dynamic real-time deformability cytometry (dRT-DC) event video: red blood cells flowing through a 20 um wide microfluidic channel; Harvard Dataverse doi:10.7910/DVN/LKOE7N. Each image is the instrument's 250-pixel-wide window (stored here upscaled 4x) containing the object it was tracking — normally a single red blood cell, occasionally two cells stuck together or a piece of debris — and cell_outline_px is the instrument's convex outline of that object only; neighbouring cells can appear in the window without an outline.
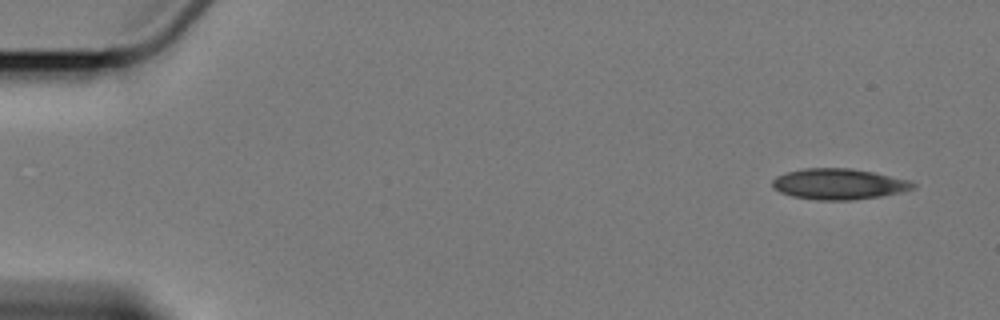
{"species": "Egyptian fruit bat (a non-hibernating species)", "species_latin": "Rousettus aegyptiacus", "temperature_condition": "cold", "stored_images_in_passage": 5, "camera_frame_rate_fps": 3000, "um_per_image_px": 0.085, "animal": {"sex": "female"}, "frame": {"image": 1, "passage_image": 1, "time_ms": 0.0, "image_size_px": [1000, 320], "cell_outline_px": [[916, 188], [900, 192], [880, 196], [852, 200], [816, 200], [792, 196], [780, 192], [772, 188], [772, 180], [776, 176], [788, 172], [804, 168], [848, 168], [872, 172], [908, 180], [916, 184]], "centroid_in_image_um": [71.27, 15.65], "position_along_channel_um": 13.7, "area_um2": 25.14}}
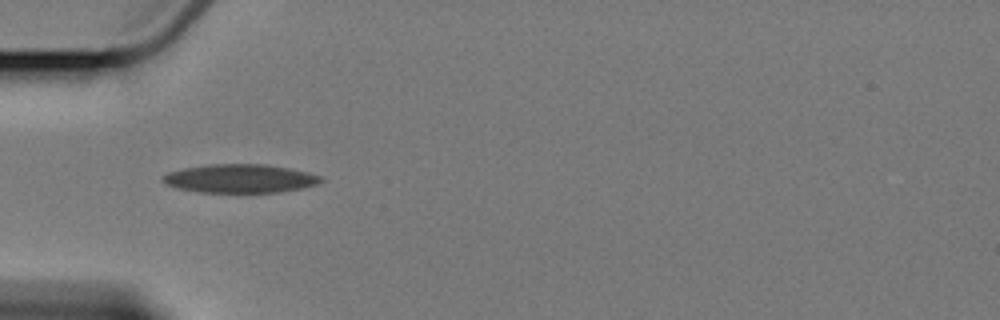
{"frame": {"image": 2, "passage_image": 4, "time_ms": 5.0, "image_size_px": [1000, 320], "cell_outline_px": [[324, 180], [316, 184], [300, 188], [280, 192], [200, 192], [176, 188], [160, 180], [168, 172], [184, 168], [208, 164], [264, 164], [288, 168], [308, 172], [320, 176]], "centroid_in_image_um": [20.39, 15.17], "position_along_channel_um": 64.6, "area_um2": 26.13}}
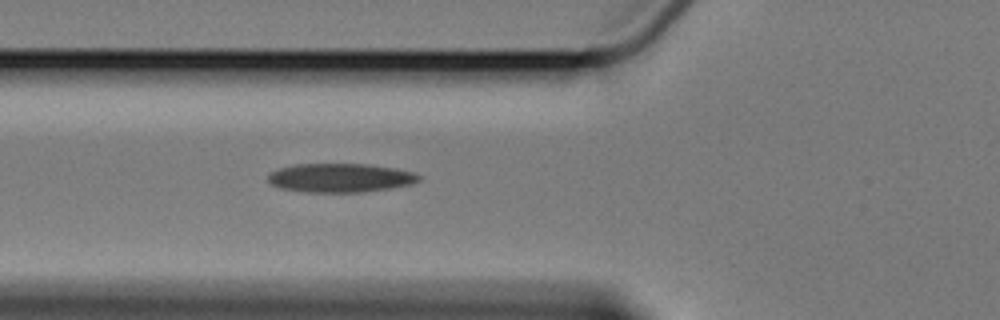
{"frame": {"image": 3, "passage_image": 5, "time_ms": 6.0, "image_size_px": [1000, 320], "cell_outline_px": [[420, 180], [412, 184], [388, 188], [360, 192], [308, 192], [280, 188], [272, 184], [268, 180], [268, 176], [272, 172], [280, 168], [296, 164], [368, 164], [396, 168], [416, 172], [420, 176]], "centroid_in_image_um": [28.96, 15.11], "position_along_channel_um": 96.8, "area_um2": 25.26}}